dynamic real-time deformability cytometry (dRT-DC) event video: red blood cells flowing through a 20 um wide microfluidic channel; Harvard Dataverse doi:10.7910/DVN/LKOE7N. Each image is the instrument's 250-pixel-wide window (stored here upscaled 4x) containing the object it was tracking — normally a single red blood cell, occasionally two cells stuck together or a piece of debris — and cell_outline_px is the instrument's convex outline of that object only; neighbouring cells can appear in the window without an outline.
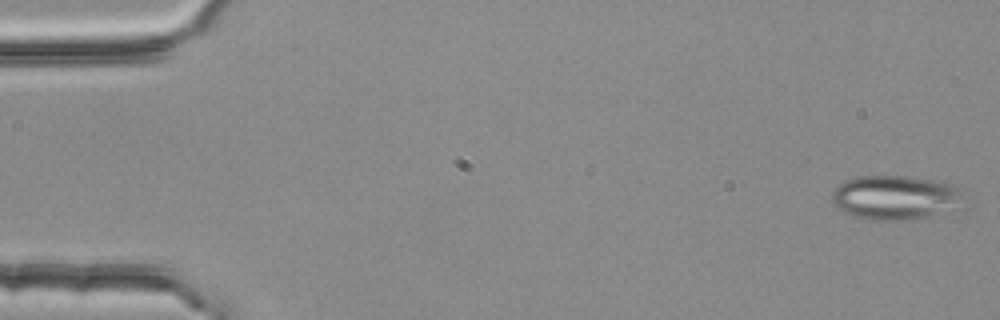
{"species": "common noctule bat (a hibernating species)", "species_latin": "Nyctalus noctula", "temperature_condition": "room temperature", "stored_images_in_passage": 5, "camera_frame_rate_fps": 3000, "um_per_image_px": 0.085, "animal": {"sex": "female", "body_mass_g": 25.1}, "frame": {"image": 1, "passage_image": 1, "time_ms": 0.0, "image_size_px": [1000, 320], "cell_outline_px": [[964, 188], [928, 216], [904, 220], [872, 220], [856, 216], [844, 212], [832, 200], [832, 192], [844, 180], [860, 176], [904, 176], [960, 184]], "centroid_in_image_um": [75.88, 16.73], "position_along_channel_um": 9.1, "area_um2": 31.96}}